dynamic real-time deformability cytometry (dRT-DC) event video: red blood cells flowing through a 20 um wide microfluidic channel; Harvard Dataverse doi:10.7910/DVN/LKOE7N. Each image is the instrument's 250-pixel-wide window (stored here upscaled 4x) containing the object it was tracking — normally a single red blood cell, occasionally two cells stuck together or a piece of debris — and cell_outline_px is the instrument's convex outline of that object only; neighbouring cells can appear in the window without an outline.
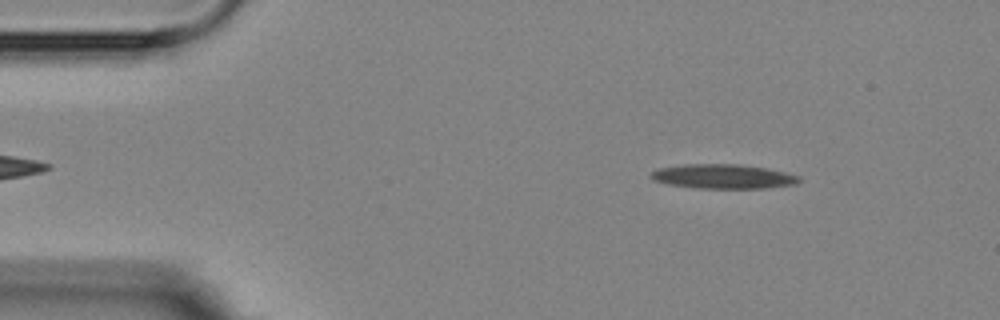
{"species": "Egyptian fruit bat (a non-hibernating species)", "species_latin": "Rousettus aegyptiacus", "temperature_condition": "room temperature", "stored_images_in_passage": 4, "camera_frame_rate_fps": 3000, "um_per_image_px": 0.085, "animal": {"sex": "female"}, "frame": {"image": 1, "passage_image": 2, "time_ms": 1.0, "image_size_px": [1000, 320], "cell_outline_px": [[800, 180], [796, 184], [764, 188], [700, 188], [668, 184], [652, 180], [648, 176], [652, 172], [660, 168], [684, 164], [736, 164], [764, 168], [784, 172], [800, 176]], "centroid_in_image_um": [61.44, 15.0], "position_along_channel_um": 23.6, "area_um2": 20.87}}